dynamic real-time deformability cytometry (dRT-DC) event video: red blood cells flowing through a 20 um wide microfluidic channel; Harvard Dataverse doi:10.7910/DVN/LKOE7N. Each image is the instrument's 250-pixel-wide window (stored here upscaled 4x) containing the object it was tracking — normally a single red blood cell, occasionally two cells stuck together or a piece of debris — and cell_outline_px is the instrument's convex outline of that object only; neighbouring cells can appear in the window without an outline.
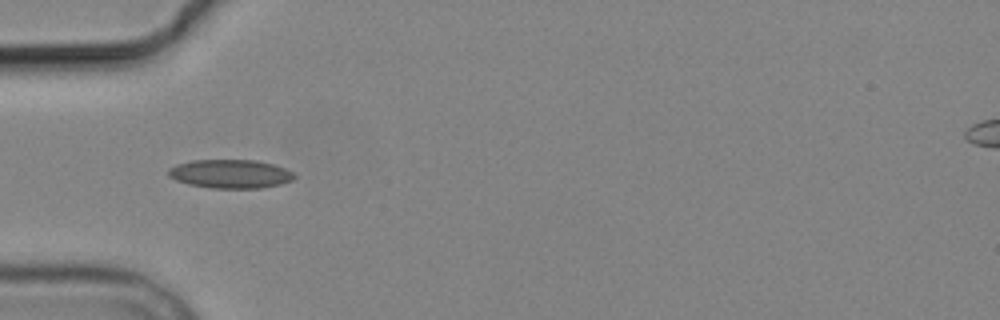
{"species": "common noctule bat (a hibernating species)", "species_latin": "Nyctalus noctula", "temperature_condition": "cold", "stored_images_in_passage": 9, "camera_frame_rate_fps": 3000, "um_per_image_px": 0.085, "animal": {"sex": "male", "body_mass_g": 19.2, "forearm_length_mm": 51.8}, "frame": {"image": 1, "passage_image": 4, "time_ms": 3.667, "image_size_px": [1000, 320], "cell_outline_px": [[296, 176], [292, 180], [280, 184], [260, 188], [212, 188], [188, 184], [176, 180], [168, 176], [168, 168], [176, 164], [192, 160], [256, 160], [272, 164], [284, 168], [292, 172]], "centroid_in_image_um": [19.55, 14.77], "position_along_channel_um": 65.4, "area_um2": 21.04}}
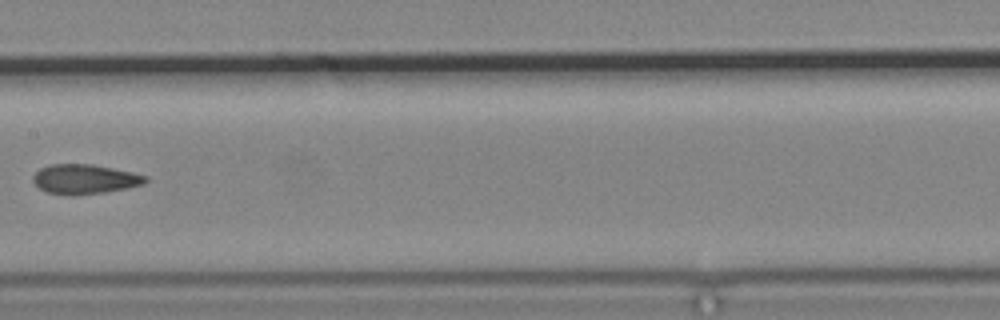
{"frame": {"image": 2, "passage_image": 7, "time_ms": 7.333, "image_size_px": [1000, 320], "cell_outline_px": [[148, 180], [144, 184], [128, 188], [104, 192], [72, 196], [48, 192], [40, 188], [32, 180], [32, 176], [40, 168], [48, 164], [92, 164], [132, 172], [148, 176]], "centroid_in_image_um": [7.21, 15.22], "position_along_channel_um": 200.2, "area_um2": 19.48}}
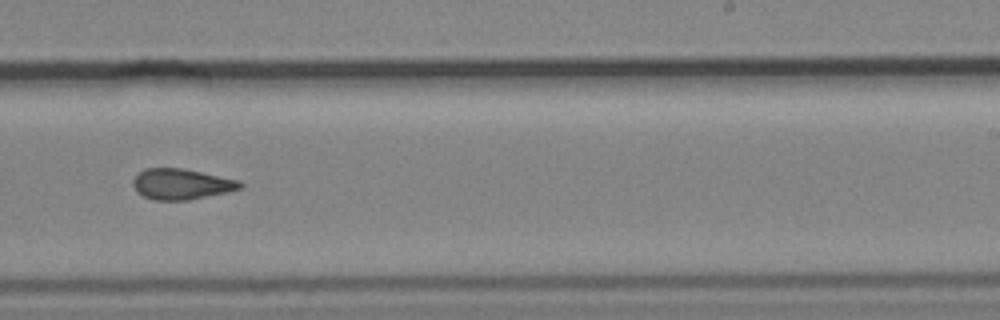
{"frame": {"image": 3, "passage_image": 9, "time_ms": 9.333, "image_size_px": [1000, 320], "cell_outline_px": [[244, 184], [240, 188], [228, 192], [188, 200], [152, 200], [136, 192], [132, 184], [132, 180], [144, 168], [180, 168], [240, 180]], "centroid_in_image_um": [15.4, 15.65], "position_along_channel_um": 273.6, "area_um2": 19.13}}